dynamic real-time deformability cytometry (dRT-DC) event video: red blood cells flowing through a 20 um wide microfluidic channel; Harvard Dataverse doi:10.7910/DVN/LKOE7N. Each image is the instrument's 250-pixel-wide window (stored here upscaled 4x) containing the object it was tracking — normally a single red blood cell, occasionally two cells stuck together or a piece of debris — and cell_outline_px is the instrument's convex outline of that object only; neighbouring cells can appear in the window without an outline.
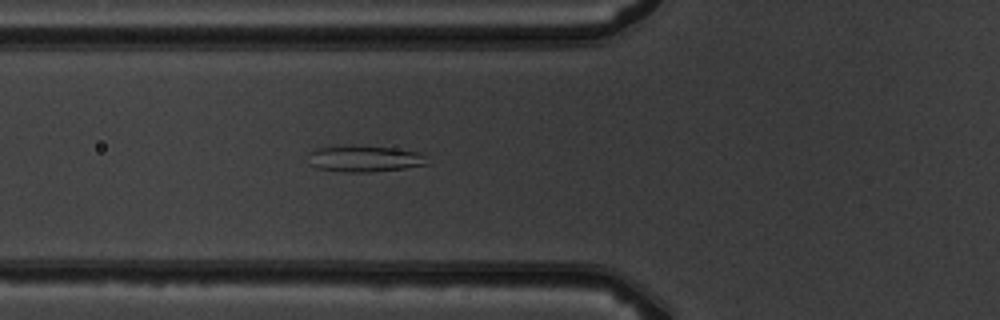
{"species": "common noctule bat (a hibernating species)", "species_latin": "Nyctalus noctula", "temperature_condition": "warm", "stored_images_in_passage": 6, "camera_frame_rate_fps": 3000, "um_per_image_px": 0.085, "animal": {"sex": "male", "body_mass_g": 19.5, "forearm_length_mm": 54.6}, "frame": {"image": 1, "passage_image": 6, "time_ms": 5.667, "image_size_px": [1000, 320], "cell_outline_px": [[428, 164], [404, 168], [368, 172], [344, 172], [316, 168], [312, 164], [308, 152], [316, 148], [344, 144], [348, 144], [396, 148], [420, 152], [424, 156]], "centroid_in_image_um": [30.96, 13.46], "position_along_channel_um": 94.8, "area_um2": 18.5}}